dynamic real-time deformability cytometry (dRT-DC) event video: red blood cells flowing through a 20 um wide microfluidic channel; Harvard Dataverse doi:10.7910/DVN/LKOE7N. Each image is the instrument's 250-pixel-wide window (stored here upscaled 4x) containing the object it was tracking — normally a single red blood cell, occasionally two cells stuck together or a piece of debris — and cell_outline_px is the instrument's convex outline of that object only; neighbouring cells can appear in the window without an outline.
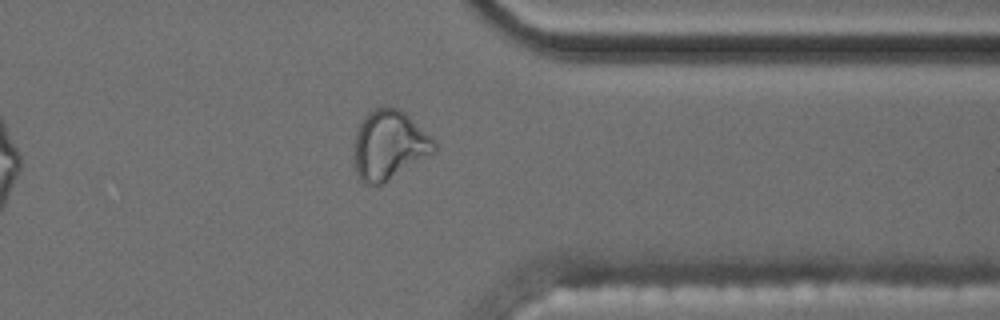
{"species": "common noctule bat (a hibernating species)", "species_latin": "Nyctalus noctula", "temperature_condition": "cold", "stored_images_in_passage": 36, "camera_frame_rate_fps": 3000, "um_per_image_px": 0.085, "animal": {"sex": "male", "body_mass_g": 17.5, "forearm_length_mm": 52.3}, "frame": {"image": 1, "passage_image": 31, "time_ms": 10.0, "image_size_px": [1000, 320], "cell_outline_px": [[436, 152], [388, 180], [380, 184], [364, 184], [360, 180], [356, 172], [356, 132], [364, 116], [368, 112], [376, 108], [396, 108], [404, 112], [436, 140]], "centroid_in_image_um": [33.12, 12.33], "position_along_channel_um": 378.3, "area_um2": 31.79}, "authors_computed_cell_mechanics": {"area_um2": 22.542, "velocity_mm_per_s": 3.5433, "shape_relaxation_time_tau1_ms": null, "shape_relaxation_time_tau2_ms": 1.663, "deformation_change_tau1": null, "deformation_change_tau2": 0.0865}}